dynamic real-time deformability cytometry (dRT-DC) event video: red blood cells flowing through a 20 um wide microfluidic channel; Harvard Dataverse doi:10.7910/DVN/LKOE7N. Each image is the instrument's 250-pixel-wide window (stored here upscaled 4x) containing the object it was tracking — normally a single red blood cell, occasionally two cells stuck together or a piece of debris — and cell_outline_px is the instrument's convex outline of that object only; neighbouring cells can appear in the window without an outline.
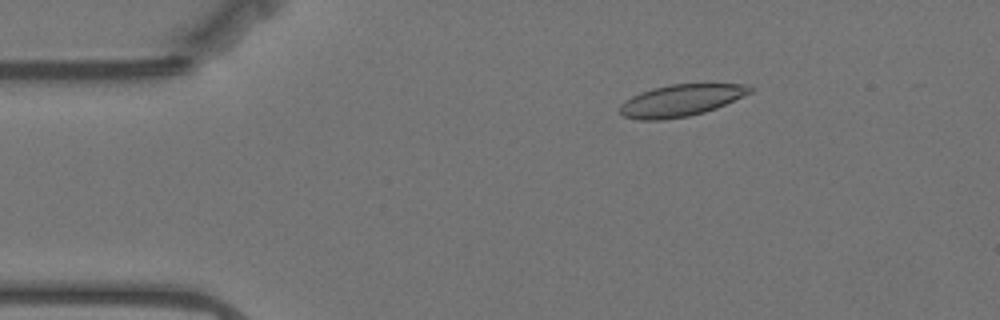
{"species": "Egyptian fruit bat (a non-hibernating species)", "species_latin": "Rousettus aegyptiacus", "temperature_condition": "warm", "stored_images_in_passage": 52, "camera_frame_rate_fps": 3000, "um_per_image_px": 0.085, "animal": {"sex": "female"}, "frame": {"image": 1, "passage_image": 4, "time_ms": 1.0, "image_size_px": [1000, 320], "cell_outline_px": [[752, 92], [716, 108], [704, 112], [688, 116], [664, 120], [640, 120], [624, 116], [620, 112], [620, 104], [624, 100], [640, 92], [652, 88], [672, 84], [744, 84], [752, 88]], "centroid_in_image_um": [57.84, 8.54], "position_along_channel_um": 27.2, "area_um2": 23.99}}
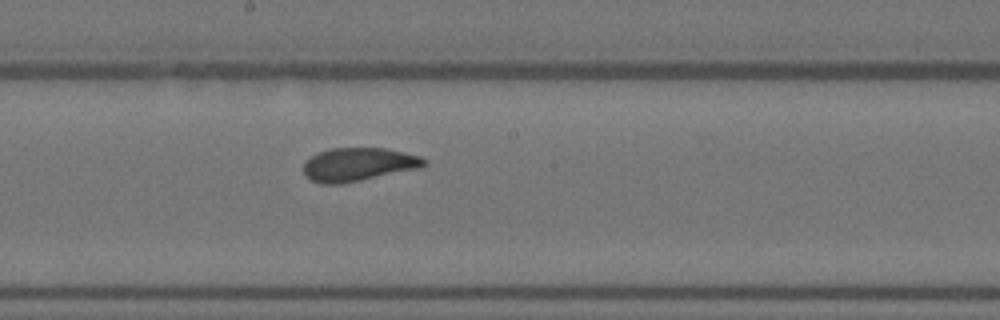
{"frame": {"image": 2, "passage_image": 25, "time_ms": 8.0, "image_size_px": [1000, 320], "cell_outline_px": [[428, 164], [420, 168], [340, 184], [320, 184], [304, 176], [304, 160], [320, 152], [332, 148], [384, 148], [404, 152], [420, 156], [428, 160]], "centroid_in_image_um": [30.47, 13.98], "position_along_channel_um": 217.7, "area_um2": 23.47}}
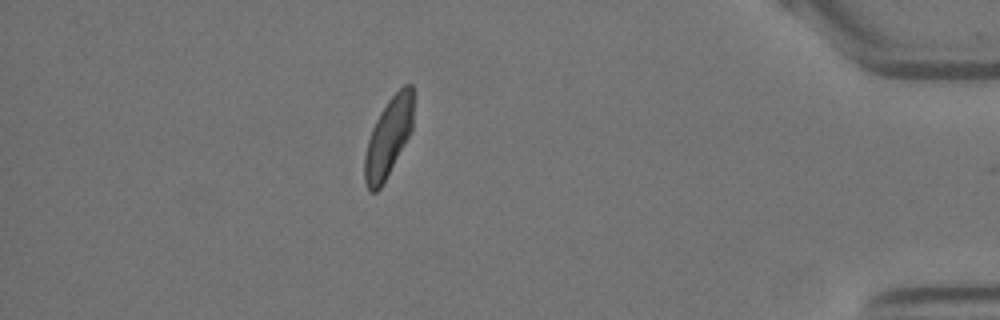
{"frame": {"image": 3, "passage_image": 45, "time_ms": 14.667, "image_size_px": [1000, 320], "cell_outline_px": [[412, 132], [380, 188], [376, 192], [368, 192], [364, 180], [364, 156], [368, 140], [372, 128], [380, 112], [388, 100], [404, 84], [412, 84]], "centroid_in_image_um": [33.0, 11.7], "position_along_channel_um": 402.2, "area_um2": 22.25}, "authors_computed_cell_mechanics": {"area_um2": 23.6402, "velocity_mm_per_s": 3.4853, "shape_relaxation_time_tau1_ms": 7.567, "shape_relaxation_time_tau2_ms": 1.3471, "deformation_change_tau1": 0.1433, "deformation_change_tau2": 0.0598}}